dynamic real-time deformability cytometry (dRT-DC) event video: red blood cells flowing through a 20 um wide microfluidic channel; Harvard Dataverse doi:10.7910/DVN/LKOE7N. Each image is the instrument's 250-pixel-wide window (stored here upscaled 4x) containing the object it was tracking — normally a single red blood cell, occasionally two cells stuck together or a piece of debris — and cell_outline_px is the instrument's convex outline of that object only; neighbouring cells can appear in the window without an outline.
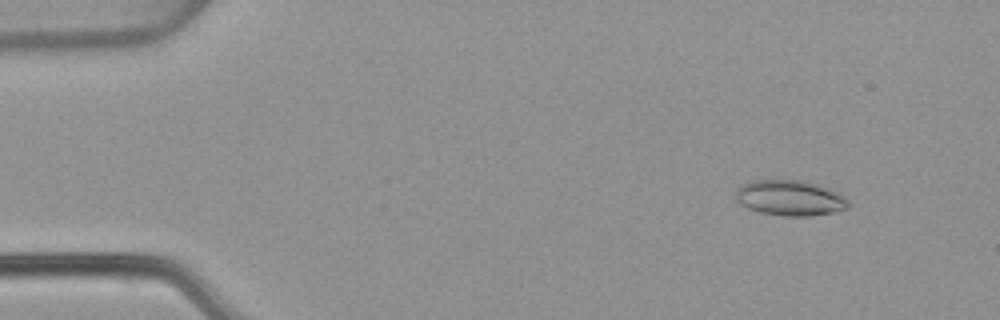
{"species": "common noctule bat (a hibernating species)", "species_latin": "Nyctalus noctula", "temperature_condition": "warm", "stored_images_in_passage": 53, "camera_frame_rate_fps": 3000, "um_per_image_px": 0.085, "animal": {"sex": "female", "body_mass_g": 22.7, "forearm_length_mm": 54.2}, "frame": {"image": 1, "passage_image": 6, "time_ms": 1.667, "image_size_px": [1000, 320], "cell_outline_px": [[848, 208], [836, 212], [808, 216], [784, 216], [760, 212], [748, 208], [740, 204], [736, 200], [736, 192], [744, 184], [752, 180], [804, 180], [832, 188], [840, 192], [848, 200]], "centroid_in_image_um": [67.21, 16.82], "position_along_channel_um": 17.8, "area_um2": 23.47}}
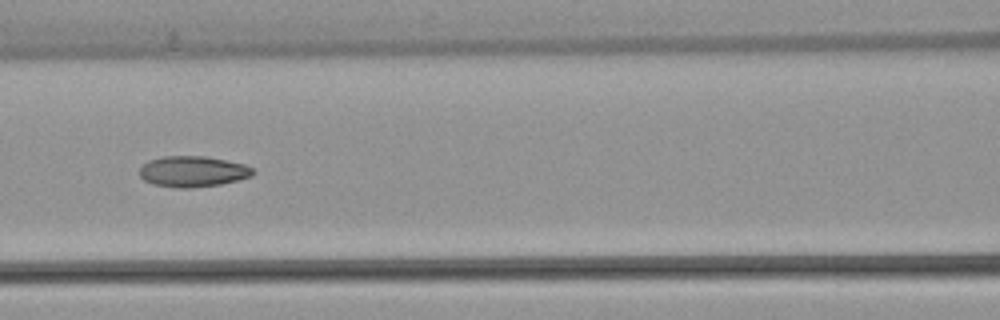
{"frame": {"image": 2, "passage_image": 24, "time_ms": 7.667, "image_size_px": [1000, 320], "cell_outline_px": [[256, 172], [252, 176], [220, 184], [192, 188], [176, 188], [152, 184], [144, 180], [140, 176], [140, 168], [148, 160], [160, 156], [208, 156], [244, 164], [252, 168]], "centroid_in_image_um": [16.37, 14.57], "position_along_channel_um": 150.2, "area_um2": 20.52}}
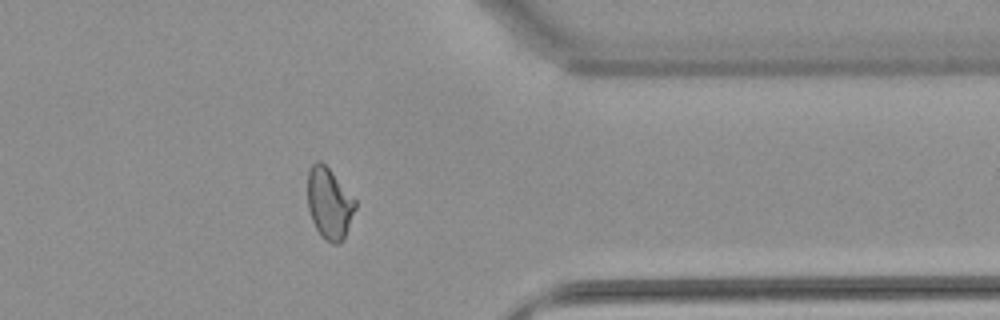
{"frame": {"image": 3, "passage_image": 43, "time_ms": 14.0, "image_size_px": [1000, 320], "cell_outline_px": [[356, 208], [344, 240], [340, 244], [332, 244], [316, 228], [312, 220], [308, 208], [308, 172], [312, 164], [316, 160], [320, 160], [332, 172], [356, 200]], "centroid_in_image_um": [28.0, 17.28], "position_along_channel_um": 383.4, "area_um2": 19.65}, "authors_computed_cell_mechanics": {"area_um2": 20.519, "velocity_mm_per_s": 3.8867, "shape_relaxation_time_tau1_ms": null, "shape_relaxation_time_tau2_ms": 2.4192, "deformation_change_tau1": null, "deformation_change_tau2": 0.0836}}